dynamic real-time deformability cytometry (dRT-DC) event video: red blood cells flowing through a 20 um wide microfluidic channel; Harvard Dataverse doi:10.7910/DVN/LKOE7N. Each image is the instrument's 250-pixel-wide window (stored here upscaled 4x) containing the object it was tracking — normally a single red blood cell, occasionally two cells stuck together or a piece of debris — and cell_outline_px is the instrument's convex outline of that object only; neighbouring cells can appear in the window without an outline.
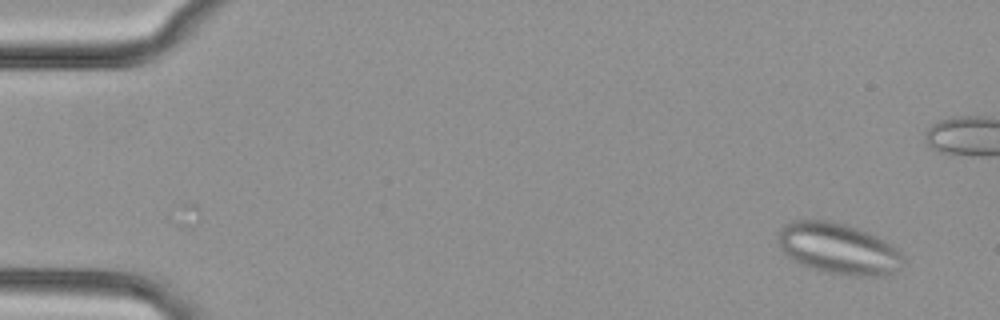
{"species": "common noctule bat (a hibernating species)", "species_latin": "Nyctalus noctula", "temperature_condition": "cold", "stored_images_in_passage": 47, "segment_of_instrument_passage": [1, 2], "camera_frame_rate_fps": 3000, "um_per_image_px": 0.085, "animal": {"sex": "female", "body_mass_g": 29.2, "forearm_length_mm": 56.3}, "frame": {"image": 1, "passage_image": 4, "time_ms": 1.0, "image_size_px": [1000, 320], "cell_outline_px": [[904, 260], [888, 276], [848, 276], [820, 272], [800, 264], [792, 260], [784, 252], [776, 240], [780, 228], [784, 224], [792, 220], [828, 220], [848, 224], [868, 232], [884, 240], [896, 248], [904, 256]], "centroid_in_image_um": [71.22, 21.13], "position_along_channel_um": 13.8, "area_um2": 37.69}}